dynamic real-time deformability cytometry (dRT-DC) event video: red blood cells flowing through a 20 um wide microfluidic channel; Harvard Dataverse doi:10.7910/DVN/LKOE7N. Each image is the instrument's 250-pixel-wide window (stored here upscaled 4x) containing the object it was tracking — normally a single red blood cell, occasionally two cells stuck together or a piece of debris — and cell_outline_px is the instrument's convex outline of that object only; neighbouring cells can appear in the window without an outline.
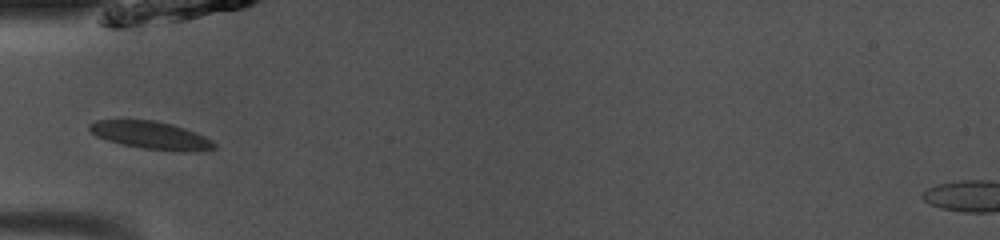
{"species": "common noctule bat (a hibernating species)", "species_latin": "Nyctalus noctula", "temperature_condition": "room temperature", "stored_images_in_passage": 34, "camera_frame_rate_fps": 3000, "um_per_image_px": 0.085, "animal": {"sex": "male", "body_mass_g": 13.0, "forearm_length_mm": 53.1}, "frame": {"image": 1, "passage_image": 1, "time_ms": 0.0, "image_size_px": [1000, 240], "cell_outline_px": [[216, 148], [144, 148], [124, 144], [108, 140], [96, 136], [88, 128], [88, 124], [96, 120], [152, 120], [172, 124], [196, 132], [212, 140], [216, 144]], "centroid_in_image_um": [12.7, 11.42], "position_along_channel_um": 72.3, "area_um2": 18.84}}
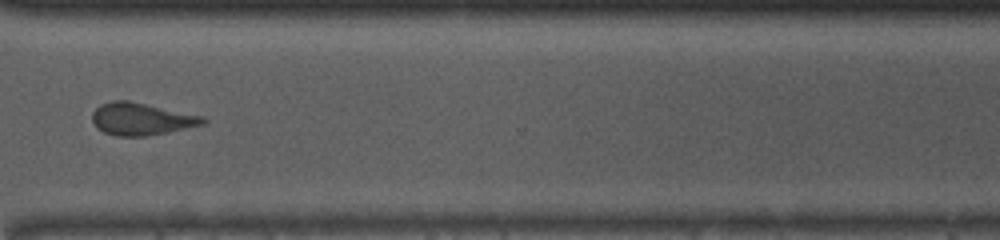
{"frame": {"image": 2, "passage_image": 22, "time_ms": 7.0, "image_size_px": [1000, 240], "cell_outline_px": [[208, 120], [204, 124], [168, 132], [148, 136], [116, 136], [104, 132], [96, 128], [92, 120], [92, 112], [100, 104], [112, 100], [128, 100], [204, 116]], "centroid_in_image_um": [12.0, 10.11], "position_along_channel_um": 358.6, "area_um2": 20.98}}
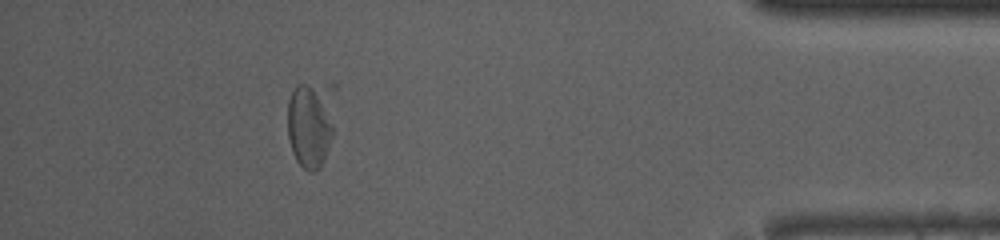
{"frame": {"image": 3, "passage_image": 29, "time_ms": 9.333, "image_size_px": [1000, 240], "cell_outline_px": [[332, 136], [324, 160], [320, 168], [316, 172], [308, 172], [296, 160], [292, 152], [288, 136], [288, 100], [296, 84], [308, 84], [316, 88], [332, 128]], "centroid_in_image_um": [26.2, 10.83], "position_along_channel_um": 409.0, "area_um2": 21.15}, "authors_computed_cell_mechanics": {"area_um2": 20.1433, "velocity_mm_per_s": 4.0725, "shape_relaxation_time_tau1_ms": null, "shape_relaxation_time_tau2_ms": 1.3277, "deformation_change_tau1": null, "deformation_change_tau2": 0.0843}}